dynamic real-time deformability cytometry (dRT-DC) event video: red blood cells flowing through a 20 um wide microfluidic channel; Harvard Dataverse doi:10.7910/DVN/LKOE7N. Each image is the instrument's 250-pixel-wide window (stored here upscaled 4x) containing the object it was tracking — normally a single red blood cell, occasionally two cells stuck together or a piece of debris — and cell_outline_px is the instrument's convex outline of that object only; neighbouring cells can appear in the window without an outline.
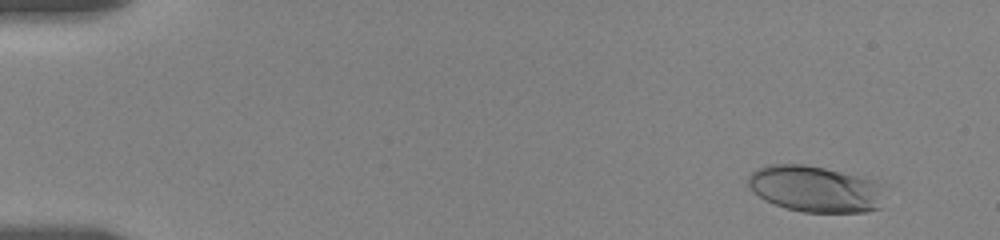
{"species": "human", "species_latin": "Homo sapiens", "temperature_condition": "room temperature", "stored_images_in_passage": 6, "camera_frame_rate_fps": 3000, "um_per_image_px": 0.085, "donor": {"sex": "female"}, "frame": {"image": 1, "passage_image": 2, "time_ms": 1.333, "image_size_px": [1000, 240], "cell_outline_px": [[884, 184], [880, 208], [868, 212], [804, 212], [788, 208], [764, 200], [748, 184], [748, 176], [752, 172], [768, 164], [804, 164], [824, 168], [872, 180]], "centroid_in_image_um": [69.32, 16.06], "position_along_channel_um": 15.7, "area_um2": 36.53}}
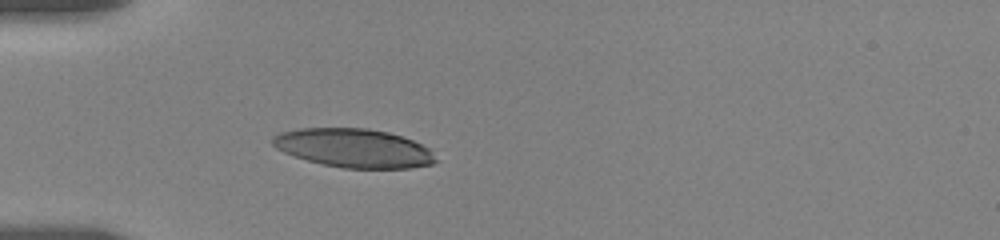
{"frame": {"image": 2, "passage_image": 6, "time_ms": 5.667, "image_size_px": [1000, 240], "cell_outline_px": [[440, 160], [432, 164], [412, 168], [344, 168], [324, 164], [308, 160], [284, 152], [276, 148], [272, 144], [272, 136], [280, 132], [300, 128], [368, 128], [388, 132], [412, 140], [428, 148]], "centroid_in_image_um": [30.09, 12.58], "position_along_channel_um": 54.9, "area_um2": 36.76}}